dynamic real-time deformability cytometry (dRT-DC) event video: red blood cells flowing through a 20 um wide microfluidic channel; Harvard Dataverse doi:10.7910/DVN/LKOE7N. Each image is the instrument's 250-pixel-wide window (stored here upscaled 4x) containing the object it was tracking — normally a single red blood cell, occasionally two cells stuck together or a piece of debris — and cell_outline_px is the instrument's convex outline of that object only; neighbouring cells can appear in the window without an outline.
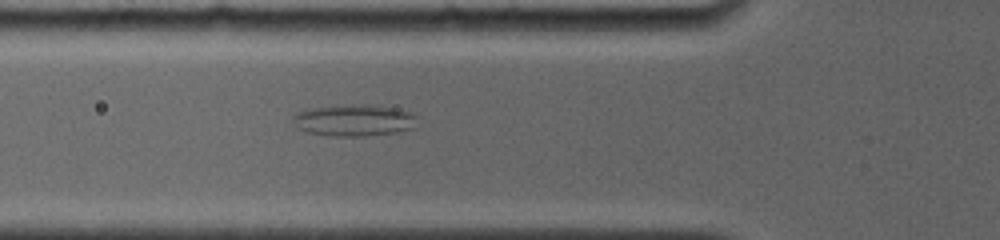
{"species": "common noctule bat (a hibernating species)", "species_latin": "Nyctalus noctula", "temperature_condition": "room temperature", "stored_images_in_passage": 8, "camera_frame_rate_fps": 4000, "um_per_image_px": 0.085, "animal": {"sex": "female", "body_mass_g": 19.0, "forearm_length_mm": 56.7}, "frame": {"image": 1, "passage_image": 2, "time_ms": 0.5, "image_size_px": [1000, 240], "cell_outline_px": [[416, 128], [396, 132], [364, 136], [332, 136], [308, 132], [296, 128], [292, 124], [292, 116], [308, 108], [360, 104], [376, 104], [396, 108], [412, 112], [416, 116]], "centroid_in_image_um": [30.12, 10.22], "position_along_channel_um": 95.7, "area_um2": 23.24}}
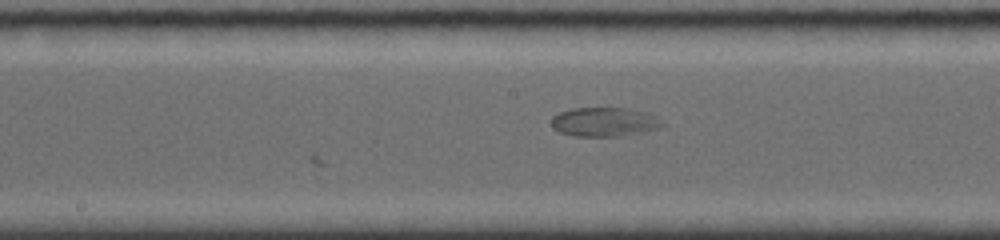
{"frame": {"image": 2, "passage_image": 8, "time_ms": 3.25, "image_size_px": [1000, 240], "cell_outline_px": [[668, 124], [660, 128], [644, 132], [616, 136], [572, 136], [560, 132], [552, 128], [552, 116], [560, 112], [572, 108], [628, 108], [648, 112], [660, 116]], "centroid_in_image_um": [51.46, 10.36], "position_along_channel_um": 196.7, "area_um2": 19.25}}